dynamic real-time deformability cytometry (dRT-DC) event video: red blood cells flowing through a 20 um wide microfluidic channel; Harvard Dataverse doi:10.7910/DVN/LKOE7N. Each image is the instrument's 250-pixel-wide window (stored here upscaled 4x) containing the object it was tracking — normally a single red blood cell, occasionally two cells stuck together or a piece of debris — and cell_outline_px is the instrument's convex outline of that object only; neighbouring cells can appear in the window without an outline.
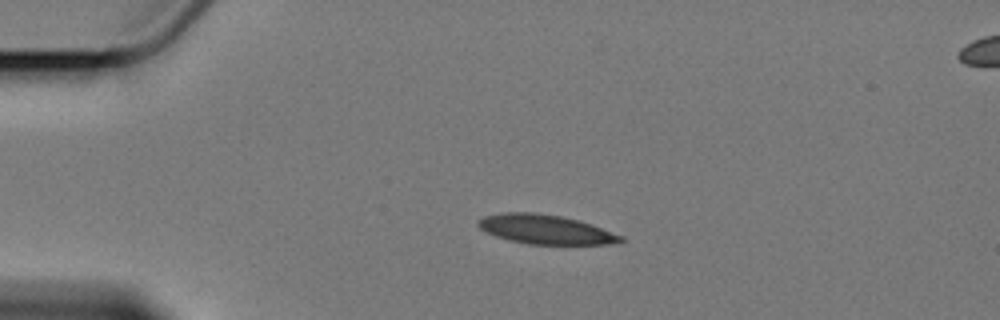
{"species": "Egyptian fruit bat (a non-hibernating species)", "species_latin": "Rousettus aegyptiacus", "temperature_condition": "cold", "stored_images_in_passage": 6, "segment_of_instrument_passage": [1, 2], "camera_frame_rate_fps": 3000, "um_per_image_px": 0.085, "animal": {"sex": "female"}, "frame": {"image": 1, "passage_image": 4, "time_ms": 3.667, "image_size_px": [1000, 320], "cell_outline_px": [[628, 240], [620, 244], [528, 244], [508, 240], [496, 236], [480, 228], [476, 224], [476, 220], [484, 216], [504, 212], [532, 212], [560, 216], [580, 220], [592, 224], [624, 236]], "centroid_in_image_um": [46.43, 19.5], "position_along_channel_um": 38.6, "area_um2": 24.62}}